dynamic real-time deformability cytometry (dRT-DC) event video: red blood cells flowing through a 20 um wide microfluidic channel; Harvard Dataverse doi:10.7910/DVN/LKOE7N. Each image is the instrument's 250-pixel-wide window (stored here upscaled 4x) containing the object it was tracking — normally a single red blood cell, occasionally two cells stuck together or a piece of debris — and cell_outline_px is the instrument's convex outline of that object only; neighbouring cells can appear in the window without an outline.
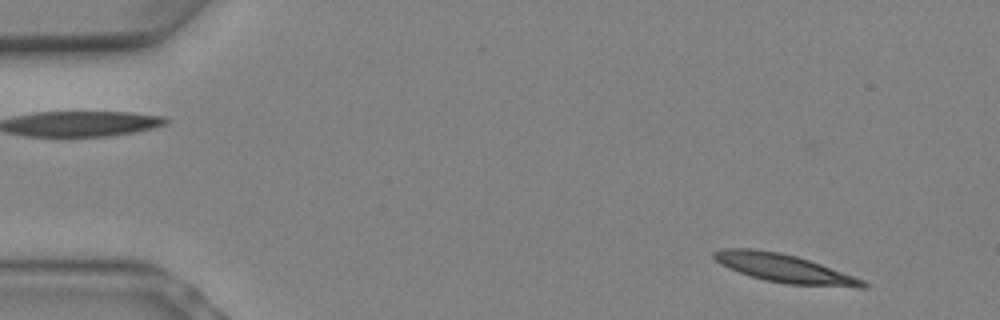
{"species": "Egyptian fruit bat (a non-hibernating species)", "species_latin": "Rousettus aegyptiacus", "temperature_condition": "warm", "stored_images_in_passage": 7, "camera_frame_rate_fps": 3000, "um_per_image_px": 0.085, "animal": {"sex": "female"}, "frame": {"image": 1, "passage_image": 1, "time_ms": 0.0, "image_size_px": [1000, 320], "cell_outline_px": [[868, 288], [856, 288], [788, 284], [764, 280], [728, 268], [720, 264], [712, 256], [712, 252], [720, 248], [756, 248], [780, 252], [796, 256], [820, 264], [864, 280], [868, 284]], "centroid_in_image_um": [66.65, 22.8], "position_along_channel_um": 18.4, "area_um2": 24.68}}
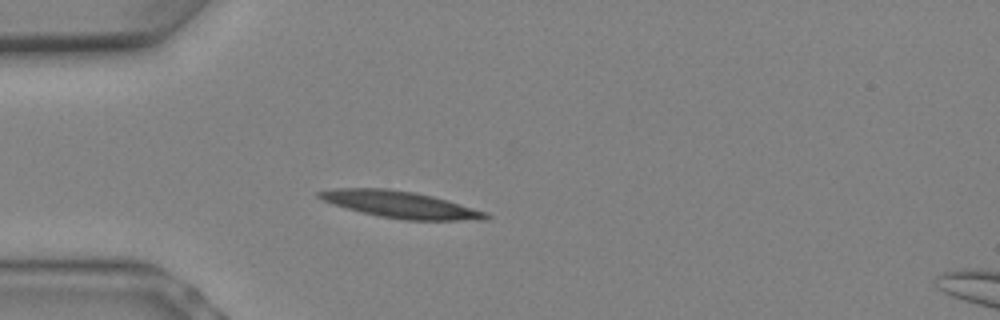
{"frame": {"image": 2, "passage_image": 5, "time_ms": 1.333, "image_size_px": [1000, 320], "cell_outline_px": [[492, 216], [488, 220], [404, 220], [380, 216], [332, 204], [316, 196], [316, 192], [336, 188], [388, 188], [416, 192], [448, 200], [488, 212]], "centroid_in_image_um": [34.1, 17.38], "position_along_channel_um": 50.9, "area_um2": 26.01}}
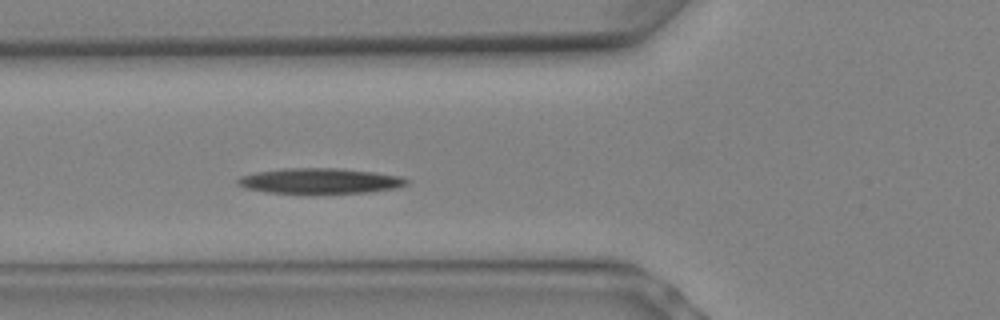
{"frame": {"image": 3, "passage_image": 7, "time_ms": 2.0, "image_size_px": [1000, 320], "cell_outline_px": [[408, 184], [400, 188], [368, 192], [268, 192], [244, 188], [236, 184], [236, 180], [240, 176], [256, 172], [280, 168], [340, 168], [372, 172], [400, 176], [408, 180]], "centroid_in_image_um": [27.18, 15.36], "position_along_channel_um": 98.6, "area_um2": 24.74}}